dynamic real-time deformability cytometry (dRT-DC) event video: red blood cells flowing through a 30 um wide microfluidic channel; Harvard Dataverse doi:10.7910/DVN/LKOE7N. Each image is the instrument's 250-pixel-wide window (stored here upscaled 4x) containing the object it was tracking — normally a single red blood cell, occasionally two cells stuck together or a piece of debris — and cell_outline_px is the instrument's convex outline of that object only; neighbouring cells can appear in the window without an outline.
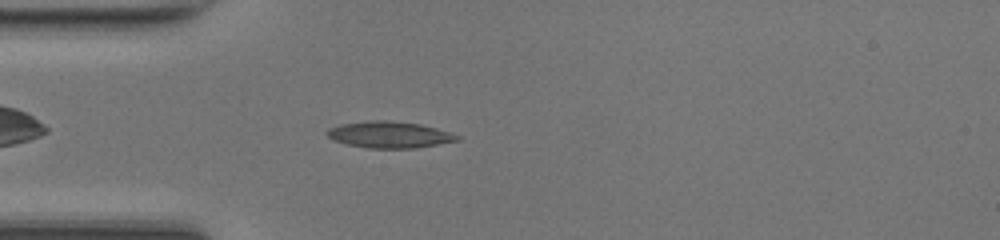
{"species": "common noctule bat (a hibernating species)", "species_latin": "Nyctalus noctula", "temperature_condition": "room temperature", "stored_images_in_passage": 40, "camera_frame_rate_fps": 3000, "um_per_image_px": 0.085, "animal": {"sex": "female", "body_mass_g": 17.0, "forearm_length_mm": 48.0}, "frame": {"image": 1, "passage_image": 5, "time_ms": 1.333, "image_size_px": [1000, 240], "cell_outline_px": [[460, 140], [416, 148], [368, 148], [348, 144], [332, 140], [324, 132], [328, 128], [340, 124], [372, 120], [388, 120], [420, 124], [436, 128], [460, 136]], "centroid_in_image_um": [33.07, 11.44], "position_along_channel_um": 51.9, "area_um2": 20.06}}
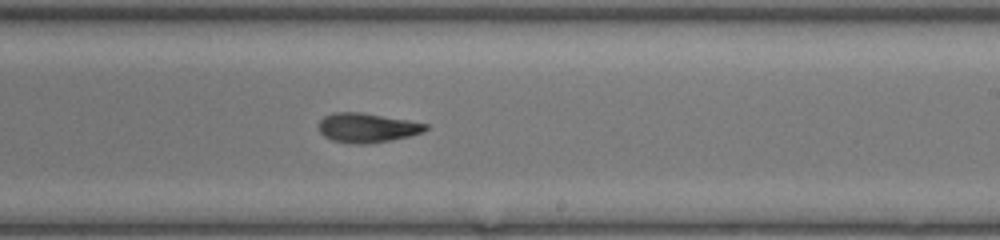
{"frame": {"image": 2, "passage_image": 20, "time_ms": 6.333, "image_size_px": [1000, 240], "cell_outline_px": [[428, 128], [424, 132], [408, 136], [388, 140], [364, 144], [352, 144], [332, 140], [324, 136], [320, 132], [320, 120], [324, 116], [332, 112], [360, 112], [408, 120], [428, 124]], "centroid_in_image_um": [31.19, 10.85], "position_along_channel_um": 257.8, "area_um2": 18.15}}
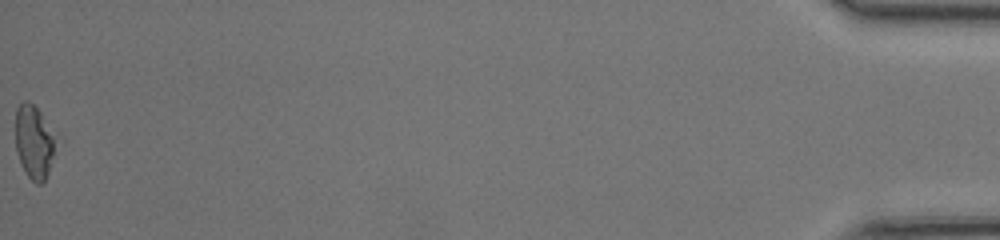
{"frame": {"image": 3, "passage_image": 40, "time_ms": 13.0, "image_size_px": [1000, 240], "cell_outline_px": [[52, 156], [48, 172], [44, 180], [40, 184], [36, 184], [28, 176], [20, 164], [16, 152], [16, 108], [24, 100], [28, 100], [40, 112], [52, 136]], "centroid_in_image_um": [2.81, 12.08], "position_along_channel_um": 432.4, "area_um2": 16.36}, "authors_computed_cell_mechanics": {"area_um2": 18.3226, "velocity_mm_per_s": 4.2637, "shape_relaxation_time_tau1_ms": 9.7547, "shape_relaxation_time_tau2_ms": 4.6441, "deformation_change_tau1": 0.2431, "deformation_change_tau2": 0.1365}}